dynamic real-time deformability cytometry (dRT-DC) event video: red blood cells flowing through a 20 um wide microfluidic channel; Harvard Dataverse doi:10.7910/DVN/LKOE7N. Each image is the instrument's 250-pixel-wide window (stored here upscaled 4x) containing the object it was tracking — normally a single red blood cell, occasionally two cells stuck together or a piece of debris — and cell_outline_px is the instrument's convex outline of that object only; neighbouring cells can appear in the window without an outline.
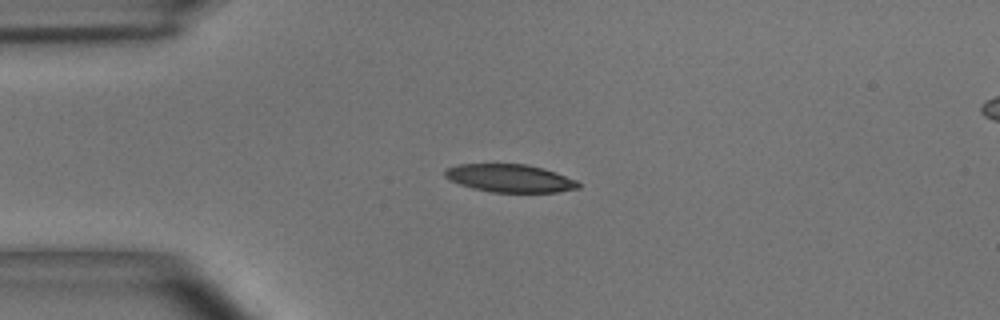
{"species": "common noctule bat (a hibernating species)", "species_latin": "Nyctalus noctula", "temperature_condition": "room temperature", "stored_images_in_passage": 10, "camera_frame_rate_fps": 3000, "um_per_image_px": 0.085, "animal": {"sex": "male", "body_mass_g": 15.6}, "frame": {"image": 1, "passage_image": 4, "time_ms": 1.0, "image_size_px": [1000, 320], "cell_outline_px": [[580, 188], [556, 192], [492, 192], [472, 188], [460, 184], [444, 176], [444, 168], [460, 164], [528, 164], [544, 168], [556, 172], [576, 180], [580, 184]], "centroid_in_image_um": [43.35, 15.14], "position_along_channel_um": 41.7, "area_um2": 21.73}}
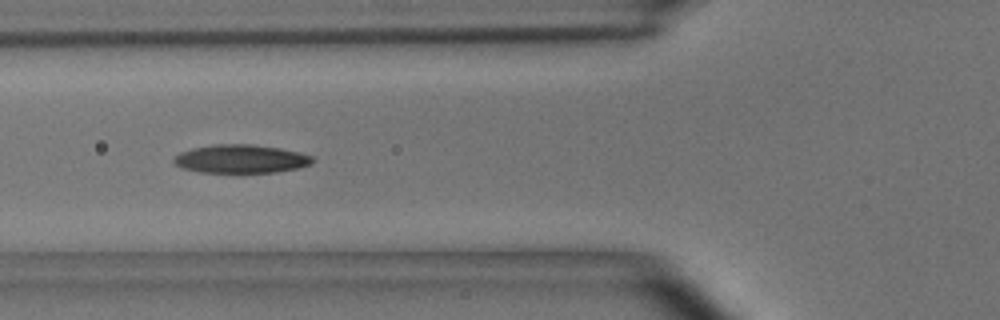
{"frame": {"image": 2, "passage_image": 6, "time_ms": 1.667, "image_size_px": [1000, 320], "cell_outline_px": [[316, 160], [312, 164], [300, 168], [276, 172], [200, 172], [184, 168], [176, 164], [172, 160], [180, 152], [192, 148], [216, 144], [252, 144], [280, 148], [300, 152], [312, 156]], "centroid_in_image_um": [20.54, 13.5], "position_along_channel_um": 105.3, "area_um2": 23.0}}